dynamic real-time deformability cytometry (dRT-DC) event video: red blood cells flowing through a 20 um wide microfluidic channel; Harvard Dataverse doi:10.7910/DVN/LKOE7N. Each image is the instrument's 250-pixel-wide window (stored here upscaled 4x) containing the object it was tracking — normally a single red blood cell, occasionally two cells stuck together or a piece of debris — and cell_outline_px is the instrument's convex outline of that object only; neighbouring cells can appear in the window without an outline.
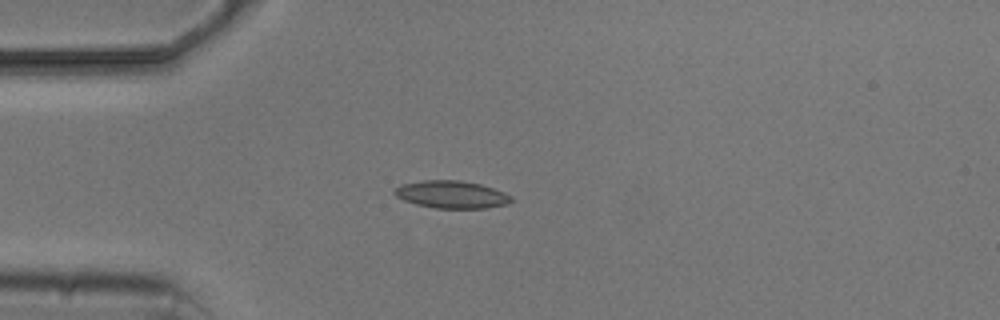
{"species": "common noctule bat (a hibernating species)", "species_latin": "Nyctalus noctula", "temperature_condition": "cold", "stored_images_in_passage": 6, "camera_frame_rate_fps": 3000, "um_per_image_px": 0.085, "animal": {"sex": "male", "body_mass_g": 20.5, "forearm_length_mm": 52.5}, "frame": {"image": 1, "passage_image": 4, "time_ms": 4.333, "image_size_px": [1000, 320], "cell_outline_px": [[512, 200], [508, 204], [488, 208], [436, 208], [416, 204], [404, 200], [396, 196], [392, 192], [400, 184], [424, 180], [460, 180], [480, 184], [504, 192], [512, 196]], "centroid_in_image_um": [38.38, 16.53], "position_along_channel_um": 46.6, "area_um2": 18.73}}
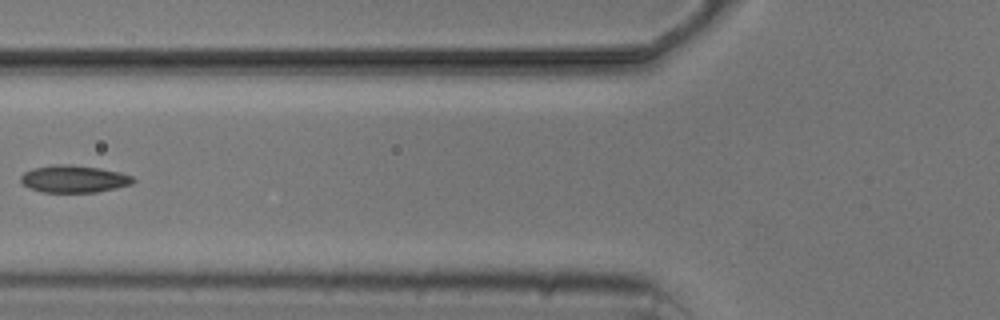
{"frame": {"image": 2, "passage_image": 6, "time_ms": 6.667, "image_size_px": [1000, 320], "cell_outline_px": [[136, 180], [132, 184], [116, 188], [96, 192], [44, 192], [28, 188], [20, 180], [20, 176], [24, 172], [32, 168], [52, 164], [68, 164], [100, 168], [120, 172], [132, 176]], "centroid_in_image_um": [6.27, 15.2], "position_along_channel_um": 119.5, "area_um2": 17.98}}